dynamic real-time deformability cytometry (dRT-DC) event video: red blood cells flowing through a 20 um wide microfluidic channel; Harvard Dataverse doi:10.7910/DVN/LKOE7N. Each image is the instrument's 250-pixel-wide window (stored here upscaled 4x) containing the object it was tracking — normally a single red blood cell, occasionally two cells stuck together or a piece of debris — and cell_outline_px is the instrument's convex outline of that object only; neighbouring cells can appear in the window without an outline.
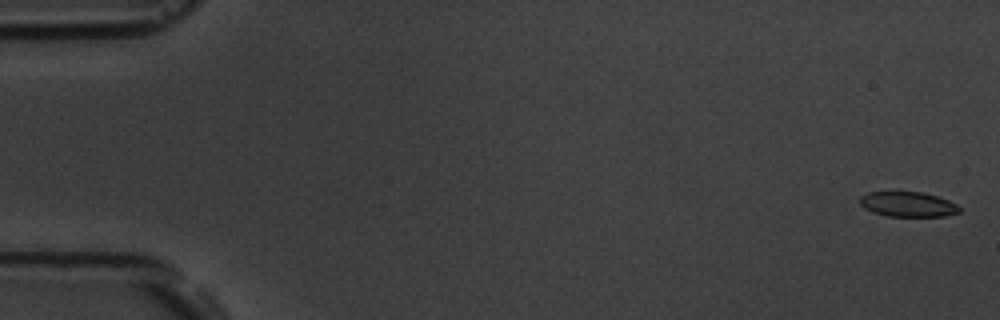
{"species": "common noctule bat (a hibernating species)", "species_latin": "Nyctalus noctula", "temperature_condition": "room temperature", "stored_images_in_passage": 16, "camera_frame_rate_fps": 3000, "um_per_image_px": 0.085, "animal": {"sex": "male", "body_mass_g": 19.5, "forearm_length_mm": 54.6}, "frame": {"image": 1, "passage_image": 1, "time_ms": 0.0, "image_size_px": [1000, 320], "cell_outline_px": [[960, 212], [944, 216], [888, 216], [872, 212], [864, 208], [860, 204], [860, 196], [868, 192], [924, 192], [948, 200], [956, 204], [960, 208]], "centroid_in_image_um": [77.15, 17.36], "position_along_channel_um": 7.8, "area_um2": 14.45}}
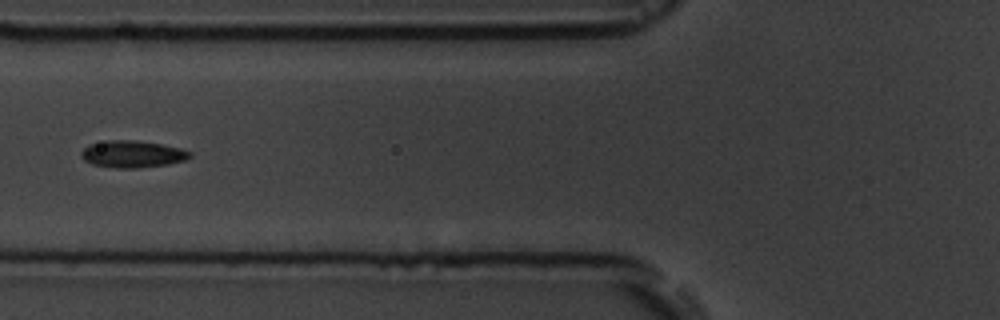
{"frame": {"image": 2, "passage_image": 7, "time_ms": 7.0, "image_size_px": [1000, 320], "cell_outline_px": [[192, 156], [184, 160], [168, 164], [140, 168], [116, 168], [92, 164], [84, 160], [80, 156], [80, 152], [88, 144], [108, 140], [136, 140], [160, 144], [180, 148], [192, 152]], "centroid_in_image_um": [11.23, 13.1], "position_along_channel_um": 114.6, "area_um2": 17.17}}
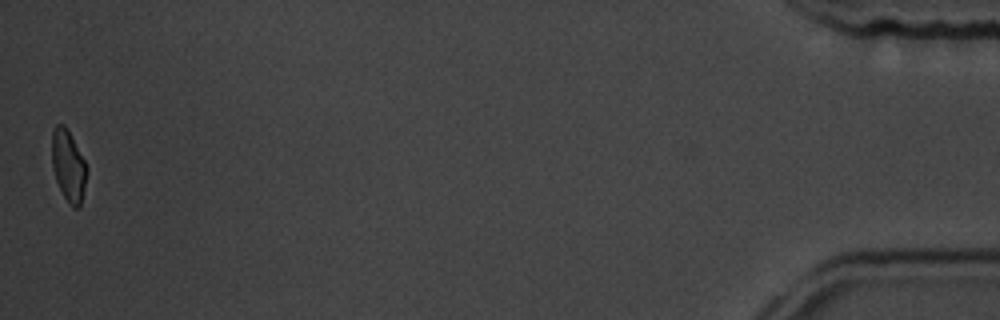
{"frame": {"image": 3, "passage_image": 16, "time_ms": 18.333, "image_size_px": [1000, 320], "cell_outline_px": [[88, 168], [80, 208], [72, 208], [68, 204], [56, 180], [52, 164], [52, 132], [56, 124], [64, 124], [68, 128]], "centroid_in_image_um": [5.82, 14.09], "position_along_channel_um": 429.4, "area_um2": 14.57}, "authors_computed_cell_mechanics": {"area_um2": 16.0395, "velocity_mm_per_s": 3.6211, "shape_relaxation_time_tau1_ms": 4.6044, "shape_relaxation_time_tau2_ms": 1.2302, "deformation_change_tau1": 0.0978, "deformation_change_tau2": 0.0471}}